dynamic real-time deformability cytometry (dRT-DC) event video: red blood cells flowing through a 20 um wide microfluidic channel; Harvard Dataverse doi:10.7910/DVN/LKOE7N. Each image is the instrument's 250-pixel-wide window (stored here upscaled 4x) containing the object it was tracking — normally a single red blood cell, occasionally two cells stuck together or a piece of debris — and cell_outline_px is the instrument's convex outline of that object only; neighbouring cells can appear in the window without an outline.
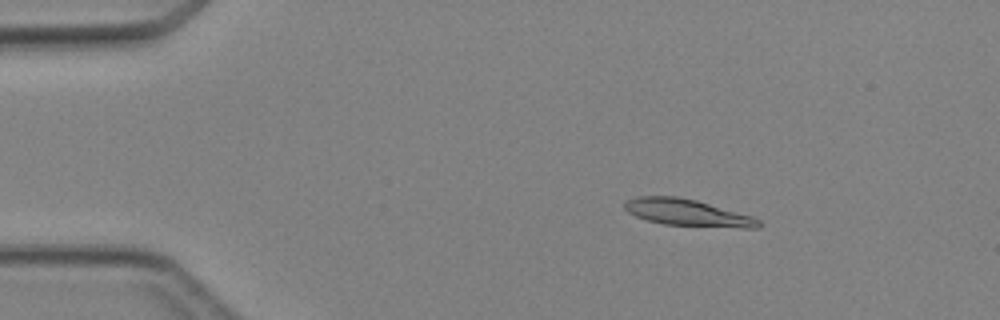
{"species": "Egyptian fruit bat (a non-hibernating species)", "species_latin": "Rousettus aegyptiacus", "temperature_condition": "cold", "stored_images_in_passage": 6, "camera_frame_rate_fps": 3000, "um_per_image_px": 0.085, "animal": {"sex": "female"}, "frame": {"image": 1, "passage_image": 3, "time_ms": 2.333, "image_size_px": [1000, 320], "cell_outline_px": [[764, 224], [760, 228], [740, 228], [664, 224], [648, 220], [636, 216], [628, 212], [624, 208], [624, 204], [628, 200], [636, 196], [676, 196], [696, 200], [752, 216], [760, 220]], "centroid_in_image_um": [58.48, 18.08], "position_along_channel_um": 26.5, "area_um2": 20.87}}
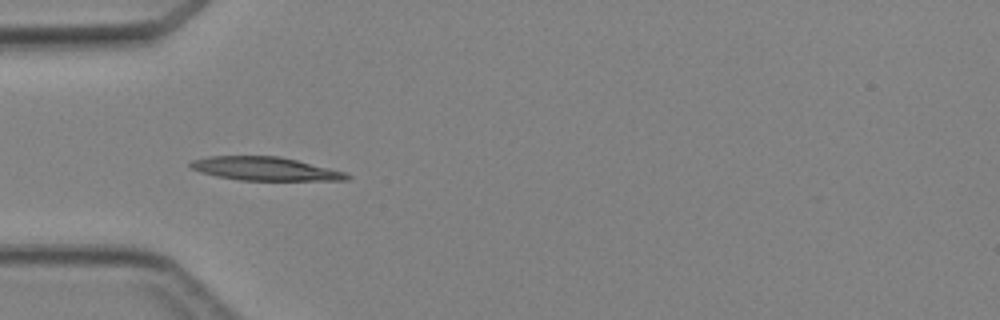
{"frame": {"image": 2, "passage_image": 5, "time_ms": 4.667, "image_size_px": [1000, 320], "cell_outline_px": [[352, 176], [348, 180], [240, 180], [216, 176], [200, 172], [192, 168], [188, 164], [192, 160], [208, 156], [280, 156], [344, 172]], "centroid_in_image_um": [22.49, 14.34], "position_along_channel_um": 62.5, "area_um2": 21.21}}
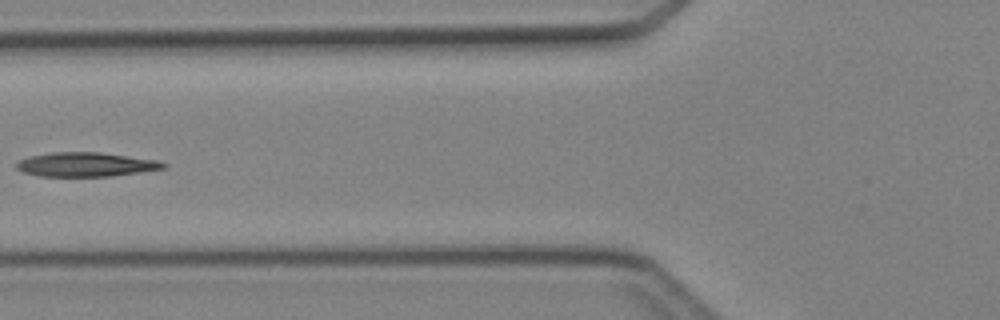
{"frame": {"image": 3, "passage_image": 6, "time_ms": 6.0, "image_size_px": [1000, 320], "cell_outline_px": [[168, 168], [112, 176], [40, 176], [24, 172], [16, 168], [16, 164], [20, 160], [28, 156], [52, 152], [100, 152], [160, 160], [168, 164]], "centroid_in_image_um": [7.36, 13.97], "position_along_channel_um": 118.4, "area_um2": 20.87}}